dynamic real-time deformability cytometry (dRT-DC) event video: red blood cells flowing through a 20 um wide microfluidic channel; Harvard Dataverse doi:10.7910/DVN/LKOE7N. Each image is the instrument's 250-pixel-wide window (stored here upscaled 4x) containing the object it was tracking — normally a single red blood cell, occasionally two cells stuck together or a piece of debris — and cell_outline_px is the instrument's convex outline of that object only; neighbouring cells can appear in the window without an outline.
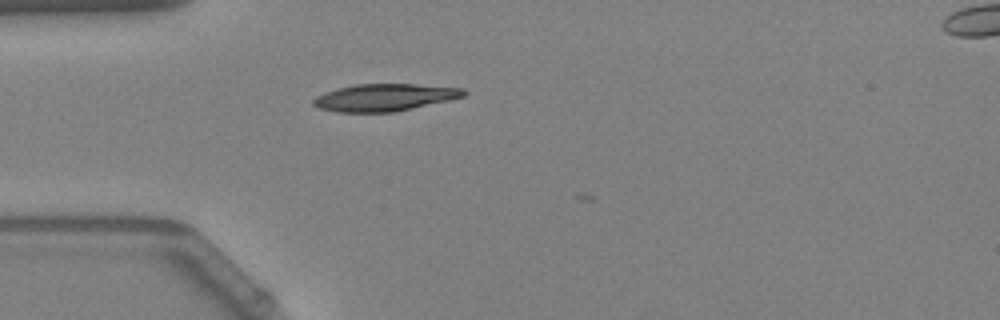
{"species": "Egyptian fruit bat (a non-hibernating species)", "species_latin": "Rousettus aegyptiacus", "temperature_condition": "warm", "stored_images_in_passage": 2, "camera_frame_rate_fps": 3000, "um_per_image_px": 0.085, "animal": {"sex": "female"}, "frame": {"image": 1, "passage_image": 1, "time_ms": 0.0, "image_size_px": [1000, 320], "cell_outline_px": [[468, 92], [464, 96], [448, 100], [396, 112], [336, 112], [320, 108], [312, 104], [312, 100], [316, 96], [324, 92], [356, 84], [416, 84], [464, 88]], "centroid_in_image_um": [32.69, 8.28], "position_along_channel_um": 52.3, "area_um2": 23.81}}